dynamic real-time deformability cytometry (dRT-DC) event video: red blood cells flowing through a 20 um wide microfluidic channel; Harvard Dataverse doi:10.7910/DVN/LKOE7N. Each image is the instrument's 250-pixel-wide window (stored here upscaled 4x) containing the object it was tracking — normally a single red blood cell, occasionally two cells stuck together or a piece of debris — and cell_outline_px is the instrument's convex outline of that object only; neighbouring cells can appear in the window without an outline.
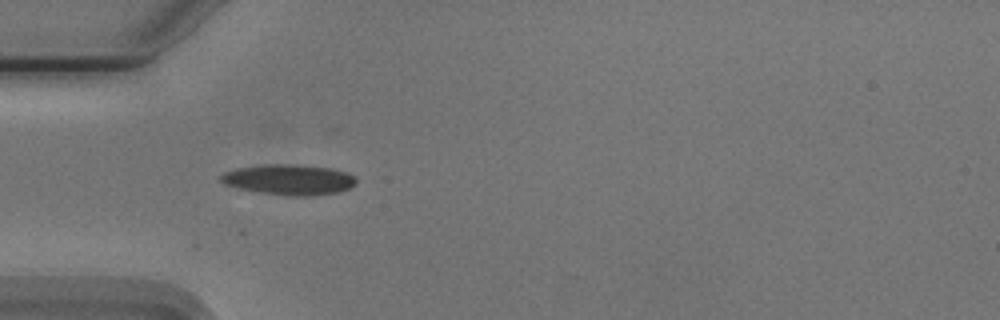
{"species": "Egyptian fruit bat (a non-hibernating species)", "species_latin": "Rousettus aegyptiacus", "temperature_condition": "cold", "stored_images_in_passage": 22, "camera_frame_rate_fps": 3000, "um_per_image_px": 0.085, "animal": {"sex": "male"}, "frame": {"image": 1, "passage_image": 1, "time_ms": 0.0, "image_size_px": [1000, 320], "cell_outline_px": [[356, 184], [348, 188], [336, 192], [312, 196], [284, 196], [260, 192], [240, 188], [224, 184], [220, 180], [220, 176], [224, 172], [236, 168], [260, 164], [288, 164], [332, 168], [356, 176]], "centroid_in_image_um": [24.55, 15.26], "position_along_channel_um": 60.5, "area_um2": 24.04}}
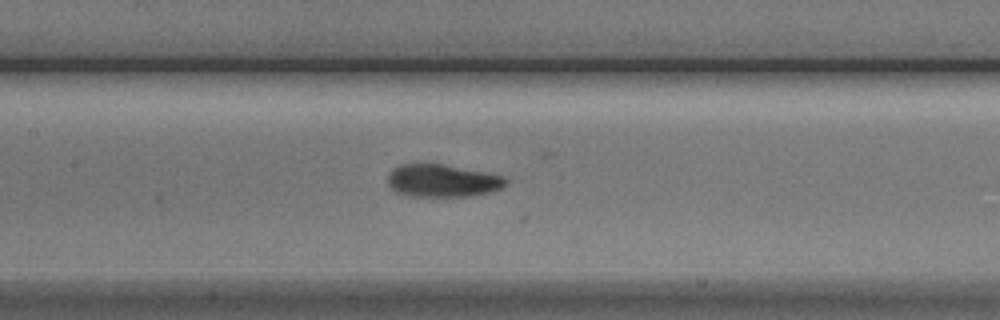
{"frame": {"image": 2, "passage_image": 10, "time_ms": 3.0, "image_size_px": [1000, 320], "cell_outline_px": [[508, 180], [500, 188], [488, 192], [468, 196], [408, 196], [396, 192], [388, 184], [388, 172], [392, 168], [400, 164], [420, 160], [484, 172], [504, 176]], "centroid_in_image_um": [37.5, 15.31], "position_along_channel_um": 169.9, "area_um2": 22.83}}
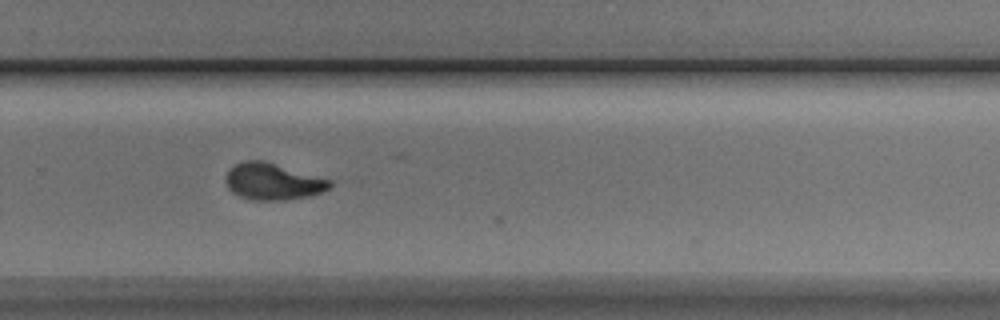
{"frame": {"image": 3, "passage_image": 21, "time_ms": 6.667, "image_size_px": [1000, 320], "cell_outline_px": [[332, 188], [308, 196], [284, 200], [252, 200], [240, 196], [232, 192], [228, 188], [224, 180], [224, 176], [228, 168], [244, 160], [264, 160], [332, 180]], "centroid_in_image_um": [23.16, 15.42], "position_along_channel_um": 306.6, "area_um2": 22.48}}